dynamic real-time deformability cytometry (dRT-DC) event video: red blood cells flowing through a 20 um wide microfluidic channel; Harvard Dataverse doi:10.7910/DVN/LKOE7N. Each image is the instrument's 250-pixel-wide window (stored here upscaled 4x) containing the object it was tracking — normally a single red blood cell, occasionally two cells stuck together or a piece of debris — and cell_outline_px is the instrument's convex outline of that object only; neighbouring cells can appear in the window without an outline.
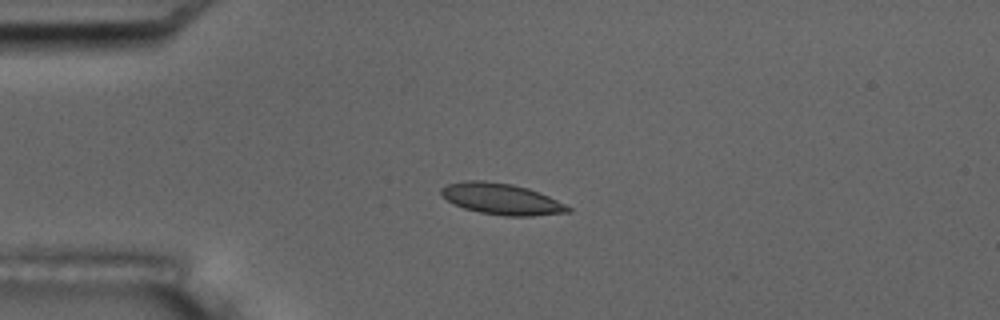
{"species": "common noctule bat (a hibernating species)", "species_latin": "Nyctalus noctula", "temperature_condition": "room temperature", "stored_images_in_passage": 6, "camera_frame_rate_fps": 3000, "um_per_image_px": 0.085, "animal": {"sex": "male", "body_mass_g": 17.5, "forearm_length_mm": 52.3}, "frame": {"image": 1, "passage_image": 5, "time_ms": 4.667, "image_size_px": [1000, 320], "cell_outline_px": [[572, 212], [532, 216], [504, 216], [480, 212], [464, 208], [448, 200], [440, 192], [440, 188], [448, 184], [464, 180], [484, 180], [512, 184], [528, 188], [548, 196], [572, 208]], "centroid_in_image_um": [42.64, 16.91], "position_along_channel_um": 42.4, "area_um2": 22.95}}